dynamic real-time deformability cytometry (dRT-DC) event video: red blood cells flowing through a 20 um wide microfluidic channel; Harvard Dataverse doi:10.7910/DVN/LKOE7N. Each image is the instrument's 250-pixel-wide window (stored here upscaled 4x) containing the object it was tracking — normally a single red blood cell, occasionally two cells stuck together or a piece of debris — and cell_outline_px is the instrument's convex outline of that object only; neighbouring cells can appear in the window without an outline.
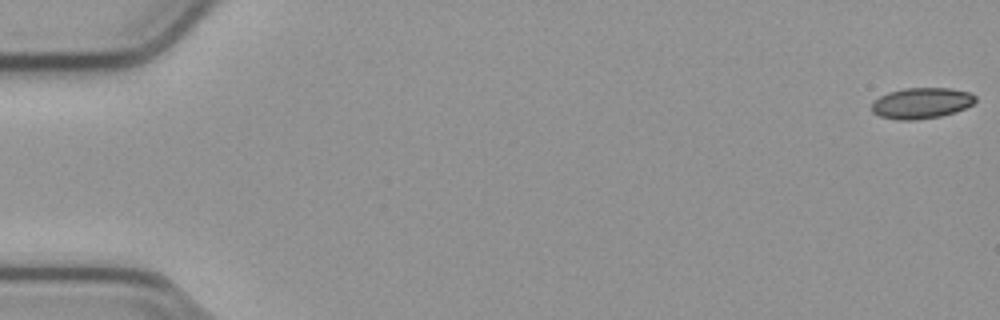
{"species": "common noctule bat (a hibernating species)", "species_latin": "Nyctalus noctula", "temperature_condition": "cold", "stored_images_in_passage": 55, "camera_frame_rate_fps": 3000, "um_per_image_px": 0.085, "animal": {"sex": "male", "body_mass_g": 23.1, "forearm_length_mm": 52.7}, "frame": {"image": 1, "passage_image": 1, "time_ms": 0.0, "image_size_px": [1000, 320], "cell_outline_px": [[976, 100], [972, 104], [964, 108], [940, 116], [916, 120], [900, 120], [880, 116], [872, 112], [872, 104], [880, 96], [888, 92], [904, 88], [952, 88], [968, 92], [976, 96]], "centroid_in_image_um": [78.31, 8.76], "position_along_channel_um": 6.7, "area_um2": 18.5}}
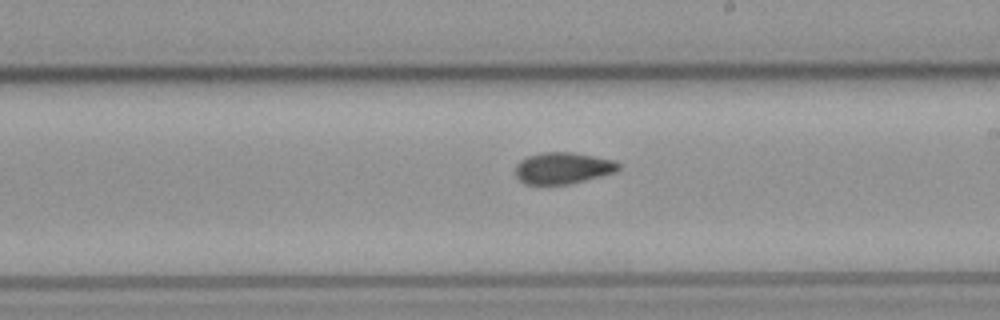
{"frame": {"image": 2, "passage_image": 32, "time_ms": 10.333, "image_size_px": [1000, 320], "cell_outline_px": [[620, 168], [616, 172], [568, 184], [524, 184], [516, 176], [516, 164], [520, 160], [528, 156], [540, 152], [572, 152], [616, 160], [620, 164]], "centroid_in_image_um": [47.85, 14.27], "position_along_channel_um": 241.2, "area_um2": 18.96}}
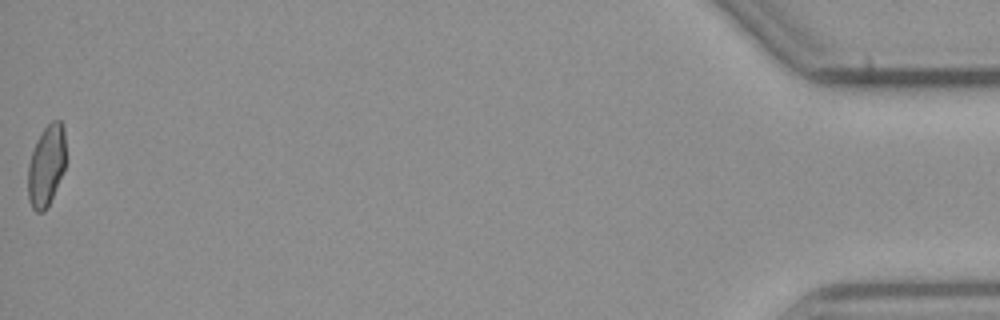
{"frame": {"image": 3, "passage_image": 55, "time_ms": 18.0, "image_size_px": [1000, 320], "cell_outline_px": [[64, 168], [48, 208], [44, 212], [36, 212], [32, 208], [28, 200], [28, 164], [36, 140], [44, 128], [52, 120], [60, 120], [64, 128]], "centroid_in_image_um": [3.91, 14.1], "position_along_channel_um": 431.3, "area_um2": 17.8}, "authors_computed_cell_mechanics": {"area_um2": 18.8428, "velocity_mm_per_s": 3.8102, "shape_relaxation_time_tau1_ms": null, "shape_relaxation_time_tau2_ms": 2.4554, "deformation_change_tau1": null, "deformation_change_tau2": 0.0767}}